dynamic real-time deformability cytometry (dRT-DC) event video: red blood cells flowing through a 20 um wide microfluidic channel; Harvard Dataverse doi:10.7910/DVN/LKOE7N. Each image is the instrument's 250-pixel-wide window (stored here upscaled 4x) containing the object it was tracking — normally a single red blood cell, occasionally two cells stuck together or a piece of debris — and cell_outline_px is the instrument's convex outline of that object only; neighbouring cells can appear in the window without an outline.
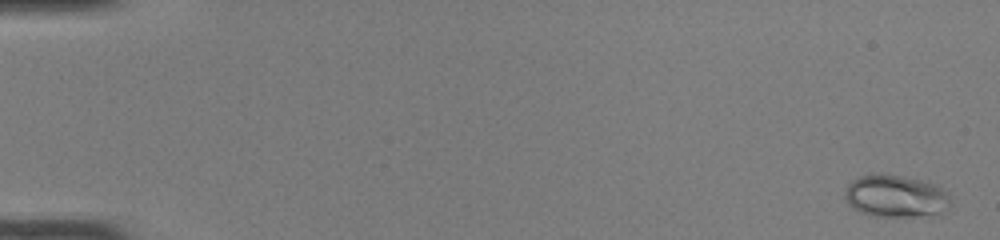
{"species": "common noctule bat (a hibernating species)", "species_latin": "Nyctalus noctula", "temperature_condition": "room temperature", "stored_images_in_passage": 51, "camera_frame_rate_fps": 3000, "um_per_image_px": 0.085, "animal": {"sex": "female", "body_mass_g": 22.0, "forearm_length_mm": 56.7}, "frame": {"image": 1, "passage_image": 2, "time_ms": 0.333, "image_size_px": [1000, 240], "cell_outline_px": [[952, 204], [940, 212], [916, 216], [872, 216], [860, 212], [852, 208], [848, 204], [844, 196], [844, 192], [848, 184], [852, 180], [860, 176], [872, 172], [884, 172], [904, 176], [936, 184], [948, 192]], "centroid_in_image_um": [76.09, 16.63], "position_along_channel_um": 8.9, "area_um2": 26.47}}
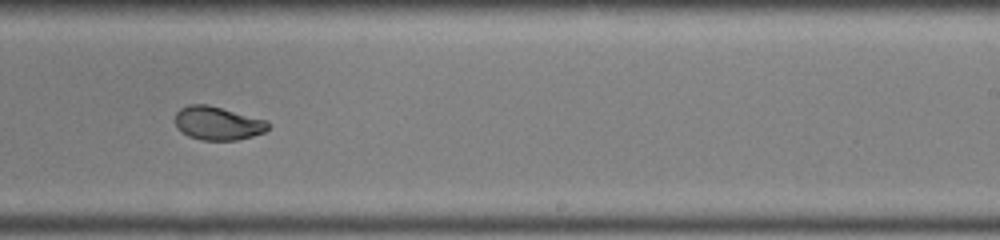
{"frame": {"image": 2, "passage_image": 33, "time_ms": 10.667, "image_size_px": [1000, 240], "cell_outline_px": [[272, 124], [264, 132], [252, 136], [236, 140], [200, 140], [188, 136], [176, 128], [176, 112], [180, 108], [188, 104], [208, 104], [268, 120]], "centroid_in_image_um": [18.52, 10.47], "position_along_channel_um": 270.5, "area_um2": 18.38}}
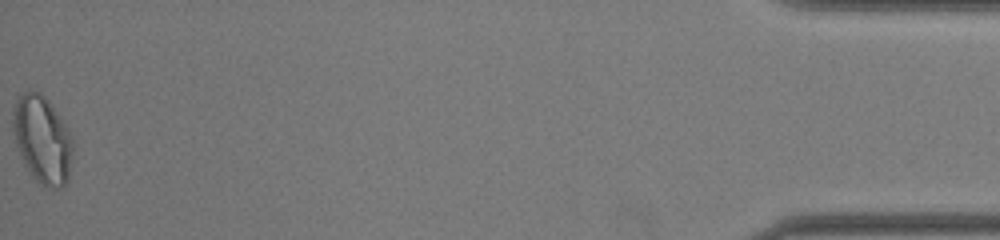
{"frame": {"image": 3, "passage_image": 51, "time_ms": 16.667, "image_size_px": [1000, 240], "cell_outline_px": [[72, 152], [68, 180], [60, 188], [56, 188], [40, 184], [32, 176], [24, 164], [20, 156], [12, 132], [12, 112], [16, 92], [28, 88], [40, 92], [48, 100], [68, 128], [72, 136]], "centroid_in_image_um": [3.54, 11.77], "position_along_channel_um": 431.7, "area_um2": 31.15}, "authors_computed_cell_mechanics": {"area_um2": 19.941, "velocity_mm_per_s": 4.1127, "shape_relaxation_time_tau1_ms": null, "shape_relaxation_time_tau2_ms": 1.2604, "deformation_change_tau1": null, "deformation_change_tau2": 0.0474}}